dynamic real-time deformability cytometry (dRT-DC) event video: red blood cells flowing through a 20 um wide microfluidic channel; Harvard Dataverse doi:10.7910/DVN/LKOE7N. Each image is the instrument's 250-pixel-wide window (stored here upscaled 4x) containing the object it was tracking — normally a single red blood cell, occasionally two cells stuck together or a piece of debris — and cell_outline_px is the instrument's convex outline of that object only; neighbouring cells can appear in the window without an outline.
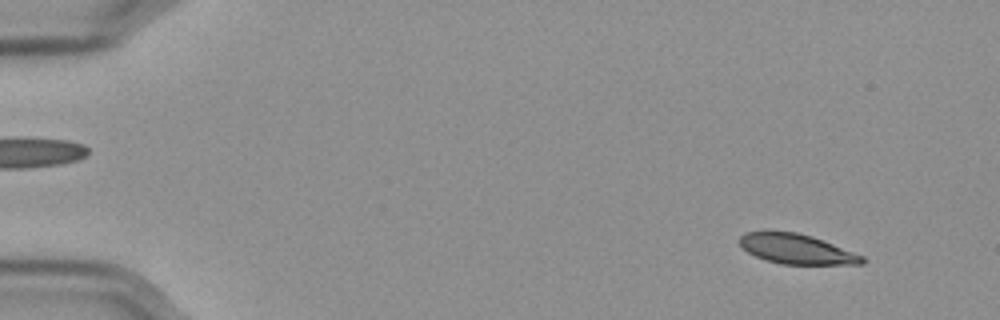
{"species": "Egyptian fruit bat (a non-hibernating species)", "species_latin": "Rousettus aegyptiacus", "temperature_condition": "cold", "stored_images_in_passage": 56, "camera_frame_rate_fps": 3000, "um_per_image_px": 0.085, "frame": {"image": 1, "passage_image": 4, "time_ms": 1.0, "image_size_px": [1000, 320], "cell_outline_px": [[864, 264], [780, 264], [756, 256], [748, 252], [736, 240], [744, 232], [764, 228], [768, 228], [796, 232], [812, 236], [864, 256]], "centroid_in_image_um": [67.61, 21.11], "position_along_channel_um": 17.4, "area_um2": 21.85}}
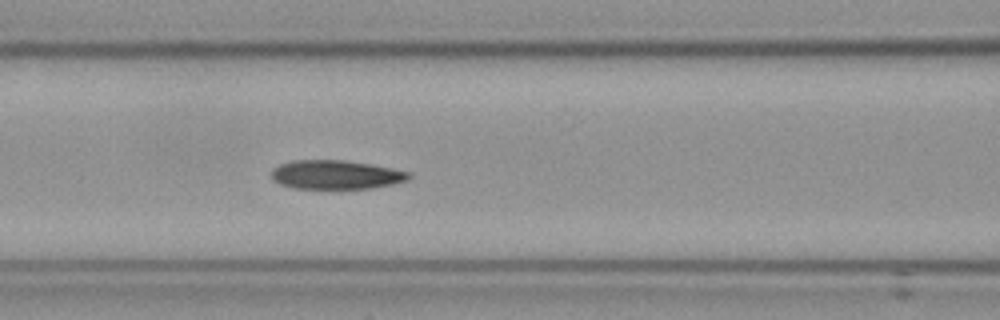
{"frame": {"image": 2, "passage_image": 24, "time_ms": 7.667, "image_size_px": [1000, 320], "cell_outline_px": [[412, 176], [408, 180], [392, 184], [372, 188], [292, 188], [280, 184], [272, 180], [272, 168], [280, 164], [292, 160], [344, 160], [392, 168], [412, 172]], "centroid_in_image_um": [28.55, 14.84], "position_along_channel_um": 138.0, "area_um2": 23.18}}
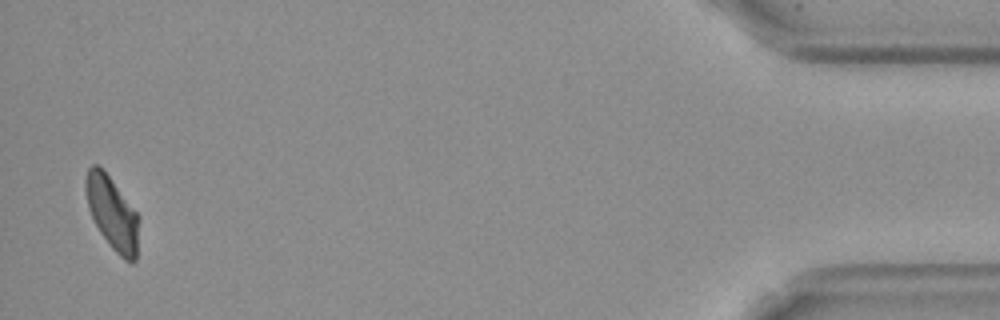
{"frame": {"image": 3, "passage_image": 55, "time_ms": 18.0, "image_size_px": [1000, 320], "cell_outline_px": [[136, 260], [132, 264], [124, 260], [112, 248], [100, 232], [92, 216], [88, 204], [84, 188], [84, 180], [88, 168], [92, 164], [96, 164], [108, 176], [136, 212]], "centroid_in_image_um": [9.48, 18.11], "position_along_channel_um": 425.7, "area_um2": 21.68}, "authors_computed_cell_mechanics": {"area_um2": 23.4379, "velocity_mm_per_s": 3.5563, "shape_relaxation_time_tau1_ms": 4.7941, "shape_relaxation_time_tau2_ms": 4.8676, "deformation_change_tau1": 0.1322, "deformation_change_tau2": 0.1007}}